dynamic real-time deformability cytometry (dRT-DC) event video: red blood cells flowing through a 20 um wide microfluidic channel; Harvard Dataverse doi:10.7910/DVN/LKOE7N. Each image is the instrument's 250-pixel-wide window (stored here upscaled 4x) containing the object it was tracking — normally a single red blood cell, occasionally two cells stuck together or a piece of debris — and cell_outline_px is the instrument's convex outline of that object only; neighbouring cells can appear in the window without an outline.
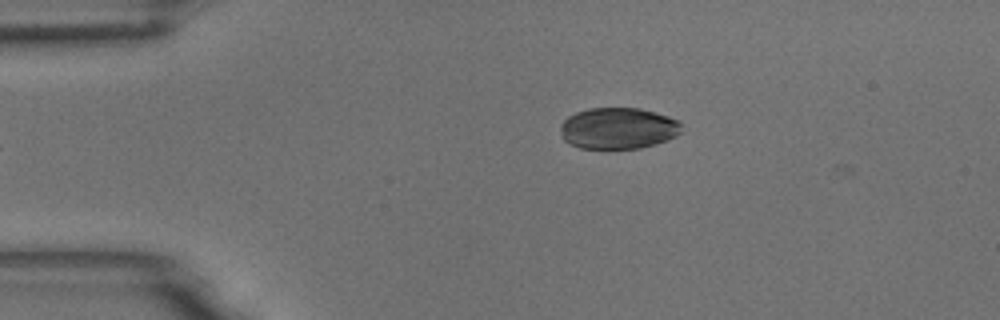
{"species": "common noctule bat (a hibernating species)", "species_latin": "Nyctalus noctula", "temperature_condition": "room temperature", "stored_images_in_passage": 2, "camera_frame_rate_fps": 3000, "um_per_image_px": 0.085, "animal": {"sex": "male", "body_mass_g": 18.8}, "frame": {"image": 1, "passage_image": 2, "time_ms": 0.333, "image_size_px": [1000, 320], "cell_outline_px": [[680, 132], [676, 136], [668, 140], [656, 144], [640, 148], [580, 148], [564, 140], [560, 128], [560, 124], [568, 116], [576, 112], [588, 108], [640, 108], [668, 116], [680, 120]], "centroid_in_image_um": [52.55, 10.9], "position_along_channel_um": 32.5, "area_um2": 29.19}}